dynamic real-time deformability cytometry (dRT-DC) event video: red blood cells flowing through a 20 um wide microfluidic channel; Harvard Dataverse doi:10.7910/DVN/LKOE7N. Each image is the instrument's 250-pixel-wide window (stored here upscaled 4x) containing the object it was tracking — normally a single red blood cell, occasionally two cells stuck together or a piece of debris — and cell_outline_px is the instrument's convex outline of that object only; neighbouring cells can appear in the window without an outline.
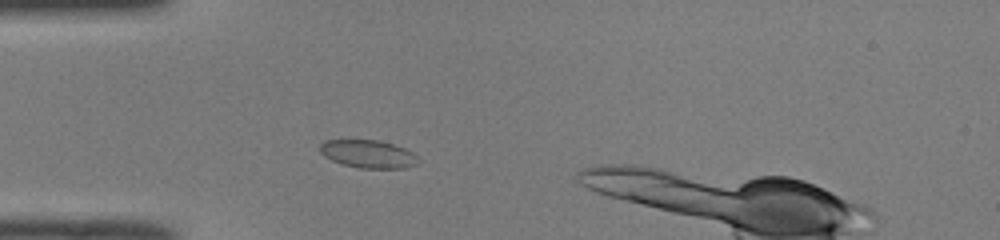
{"species": "common noctule bat (a hibernating species)", "species_latin": "Nyctalus noctula", "temperature_condition": "room temperature", "stored_images_in_passage": 45, "camera_frame_rate_fps": 3000, "um_per_image_px": 0.085, "animal": {"sex": "male", "body_mass_g": 19.0, "forearm_length_mm": 50.8}, "frame": {"image": 1, "passage_image": 8, "time_ms": 2.333, "image_size_px": [1000, 240], "cell_outline_px": [[420, 164], [404, 168], [360, 168], [344, 164], [332, 160], [324, 156], [320, 152], [320, 144], [324, 140], [380, 140], [404, 148], [412, 152], [416, 156]], "centroid_in_image_um": [31.3, 13.09], "position_along_channel_um": 53.7, "area_um2": 15.95}}
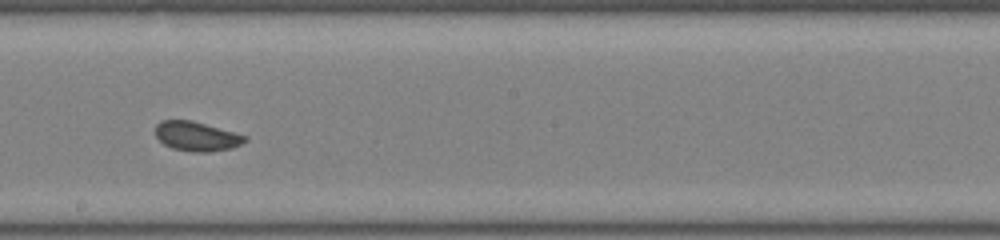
{"frame": {"image": 2, "passage_image": 22, "time_ms": 7.0, "image_size_px": [1000, 240], "cell_outline_px": [[248, 140], [232, 148], [212, 152], [192, 152], [172, 148], [164, 144], [156, 136], [156, 124], [160, 120], [192, 120], [248, 136]], "centroid_in_image_um": [16.72, 11.59], "position_along_channel_um": 231.5, "area_um2": 15.43}}
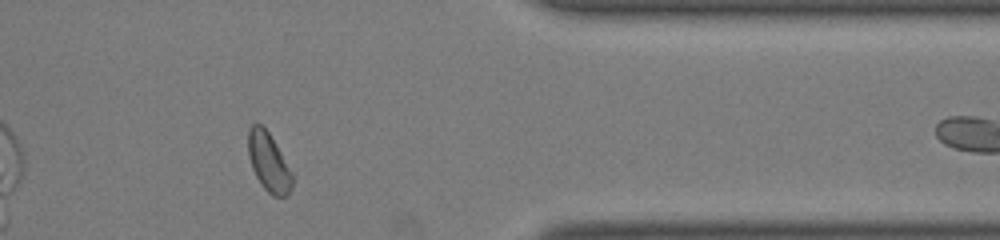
{"frame": {"image": 3, "passage_image": 35, "time_ms": 11.333, "image_size_px": [1000, 240], "cell_outline_px": [[292, 188], [288, 196], [272, 196], [260, 184], [252, 168], [248, 156], [248, 128], [256, 120], [268, 132], [292, 172]], "centroid_in_image_um": [22.81, 13.78], "position_along_channel_um": 388.6, "area_um2": 15.09}, "authors_computed_cell_mechanics": {"area_um2": 15.895, "velocity_mm_per_s": 3.9845, "shape_relaxation_time_tau1_ms": 5.3277, "shape_relaxation_time_tau2_ms": 0.4915, "deformation_change_tau1": 0.1143, "deformation_change_tau2": 0.0569}}